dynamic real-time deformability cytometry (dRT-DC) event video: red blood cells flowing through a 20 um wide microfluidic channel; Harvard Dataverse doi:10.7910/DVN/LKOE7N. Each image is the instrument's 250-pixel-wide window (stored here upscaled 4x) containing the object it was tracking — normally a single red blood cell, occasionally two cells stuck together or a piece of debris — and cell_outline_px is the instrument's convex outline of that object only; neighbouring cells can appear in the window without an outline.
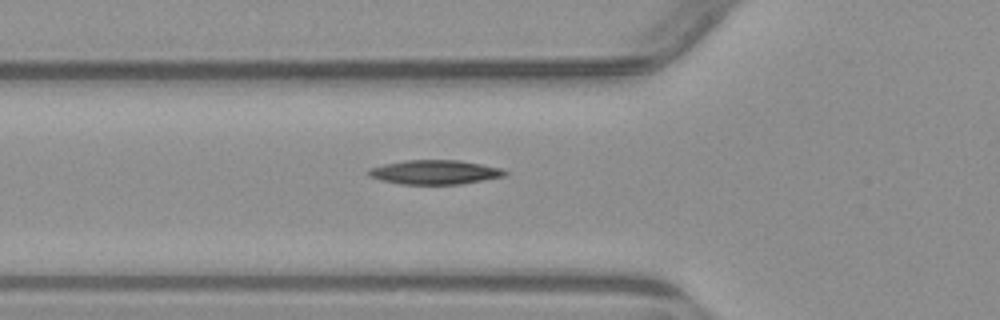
{"species": "common noctule bat (a hibernating species)", "species_latin": "Nyctalus noctula", "temperature_condition": "warm", "stored_images_in_passage": 3, "camera_frame_rate_fps": 3000, "um_per_image_px": 0.085, "animal": {"sex": "male", "body_mass_g": 23.1, "forearm_length_mm": 52.7}, "frame": {"image": 1, "passage_image": 3, "time_ms": 3.333, "image_size_px": [1000, 320], "cell_outline_px": [[508, 176], [460, 184], [400, 184], [380, 180], [368, 176], [364, 172], [368, 168], [384, 164], [404, 160], [456, 160], [480, 164], [500, 168], [508, 172]], "centroid_in_image_um": [36.91, 14.64], "position_along_channel_um": 88.9, "area_um2": 19.42}}